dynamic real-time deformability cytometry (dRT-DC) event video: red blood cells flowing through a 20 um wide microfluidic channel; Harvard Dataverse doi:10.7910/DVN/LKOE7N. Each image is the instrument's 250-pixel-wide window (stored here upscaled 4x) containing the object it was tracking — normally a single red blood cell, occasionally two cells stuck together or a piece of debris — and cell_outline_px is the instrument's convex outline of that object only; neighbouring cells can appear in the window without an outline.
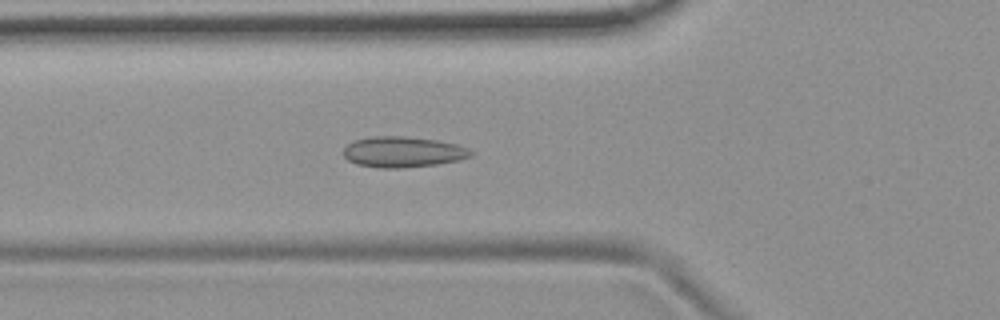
{"species": "common noctule bat (a hibernating species)", "species_latin": "Nyctalus noctula", "temperature_condition": "room temperature", "stored_images_in_passage": 54, "camera_frame_rate_fps": 3000, "um_per_image_px": 0.085, "animal": {"sex": "female", "body_mass_g": 19.9}, "frame": {"image": 1, "passage_image": 18, "time_ms": 5.667, "image_size_px": [1000, 320], "cell_outline_px": [[472, 156], [460, 160], [436, 164], [400, 168], [380, 168], [356, 164], [348, 160], [344, 156], [344, 148], [348, 144], [356, 140], [372, 136], [404, 136], [436, 140], [456, 144], [468, 148], [472, 152]], "centroid_in_image_um": [34.25, 12.92], "position_along_channel_um": 91.6, "area_um2": 22.72}}
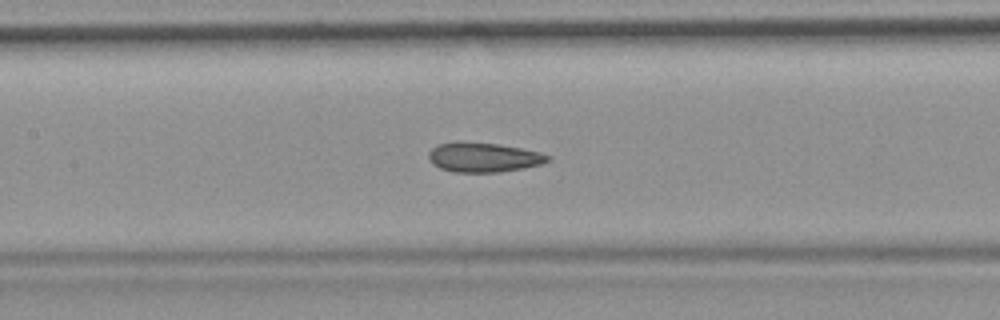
{"frame": {"image": 2, "passage_image": 24, "time_ms": 7.667, "image_size_px": [1000, 320], "cell_outline_px": [[552, 160], [540, 164], [524, 168], [500, 172], [452, 172], [440, 168], [432, 164], [428, 160], [428, 152], [436, 144], [460, 140], [500, 144], [540, 152], [552, 156]], "centroid_in_image_um": [41.07, 13.35], "position_along_channel_um": 166.3, "area_um2": 21.04}}
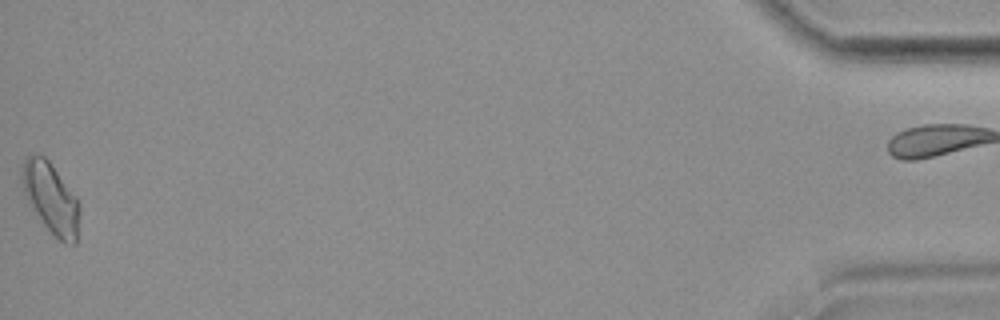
{"frame": {"image": 3, "passage_image": 53, "time_ms": 17.333, "image_size_px": [1000, 320], "cell_outline_px": [[80, 212], [76, 244], [64, 244], [40, 224], [28, 204], [20, 180], [20, 168], [24, 160], [28, 156], [44, 156], [48, 160], [76, 196], [80, 204]], "centroid_in_image_um": [4.3, 16.9], "position_along_channel_um": 430.9, "area_um2": 24.28}, "authors_computed_cell_mechanics": {"area_um2": 21.0103, "velocity_mm_per_s": 3.7196, "shape_relaxation_time_tau1_ms": null, "shape_relaxation_time_tau2_ms": 3.3738, "deformation_change_tau1": null, "deformation_change_tau2": 0.0762}}